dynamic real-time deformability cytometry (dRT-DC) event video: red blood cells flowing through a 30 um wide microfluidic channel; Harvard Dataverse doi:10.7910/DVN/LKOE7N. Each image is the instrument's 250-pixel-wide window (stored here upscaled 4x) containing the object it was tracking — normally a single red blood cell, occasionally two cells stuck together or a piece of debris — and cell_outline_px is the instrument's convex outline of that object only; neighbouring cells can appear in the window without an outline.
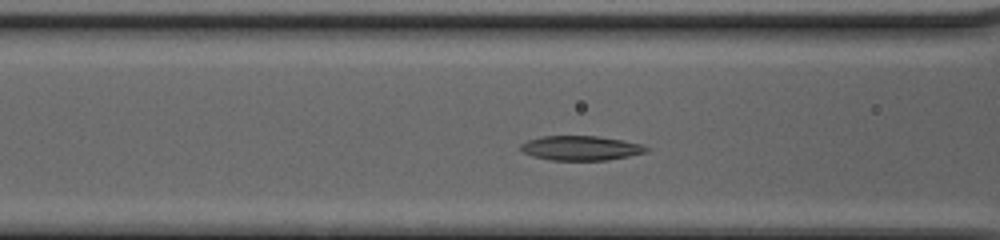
{"species": "common noctule bat (a hibernating species)", "species_latin": "Nyctalus noctula", "temperature_condition": "cold", "stored_images_in_passage": 40, "camera_frame_rate_fps": 3000, "um_per_image_px": 0.085, "animal": {"sex": "female", "body_mass_g": 20.0, "forearm_length_mm": 54.0}, "frame": {"image": 1, "passage_image": 11, "time_ms": 3.333, "image_size_px": [1000, 240], "cell_outline_px": [[648, 152], [608, 160], [552, 160], [532, 156], [524, 152], [520, 148], [520, 144], [528, 140], [540, 136], [600, 136], [644, 144], [648, 148]], "centroid_in_image_um": [49.39, 12.58], "position_along_channel_um": 117.2, "area_um2": 18.03}}
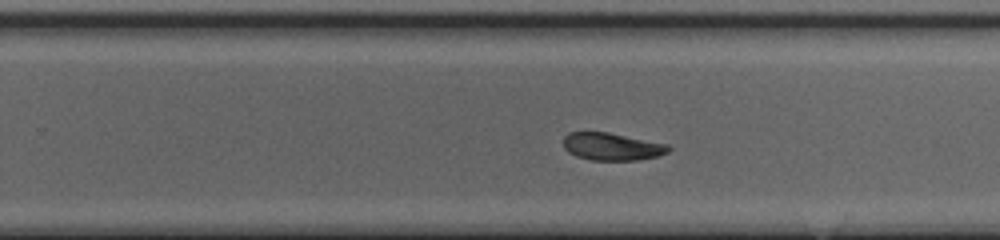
{"frame": {"image": 2, "passage_image": 23, "time_ms": 7.333, "image_size_px": [1000, 240], "cell_outline_px": [[672, 148], [668, 152], [656, 156], [636, 160], [592, 160], [576, 156], [568, 152], [564, 148], [564, 136], [568, 132], [608, 132], [668, 144]], "centroid_in_image_um": [52.01, 12.45], "position_along_channel_um": 277.8, "area_um2": 16.82}}
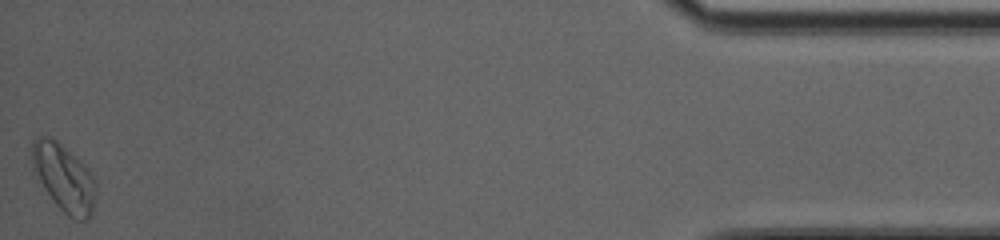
{"frame": {"image": 3, "passage_image": 40, "time_ms": 13.0, "image_size_px": [1000, 240], "cell_outline_px": [[96, 192], [92, 212], [84, 220], [72, 220], [56, 204], [32, 172], [32, 140], [36, 136], [48, 136], [56, 140], [80, 160], [88, 168], [96, 184]], "centroid_in_image_um": [5.41, 15.09], "position_along_channel_um": 429.8, "area_um2": 25.09}, "authors_computed_cell_mechanics": {"area_um2": 18.0047, "velocity_mm_per_s": 4.0264, "shape_relaxation_time_tau1_ms": 4.0356, "shape_relaxation_time_tau2_ms": 7.6716, "deformation_change_tau1": 0.1164, "deformation_change_tau2": 0.1653}}